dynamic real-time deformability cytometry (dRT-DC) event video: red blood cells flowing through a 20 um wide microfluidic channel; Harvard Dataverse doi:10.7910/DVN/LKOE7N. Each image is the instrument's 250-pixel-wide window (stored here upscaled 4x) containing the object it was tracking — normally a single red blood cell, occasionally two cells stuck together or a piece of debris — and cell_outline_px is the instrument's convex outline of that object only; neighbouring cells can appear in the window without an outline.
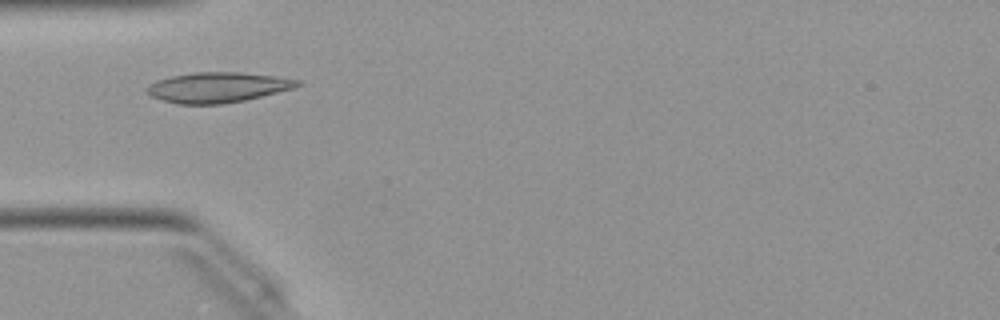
{"species": "Egyptian fruit bat (a non-hibernating species)", "species_latin": "Rousettus aegyptiacus", "temperature_condition": "warm", "stored_images_in_passage": 5, "camera_frame_rate_fps": 3000, "um_per_image_px": 0.085, "animal": {"sex": "female"}, "frame": {"image": 1, "passage_image": 1, "time_ms": 0.0, "image_size_px": [1000, 320], "cell_outline_px": [[304, 84], [292, 88], [244, 100], [220, 104], [176, 104], [152, 96], [144, 88], [156, 80], [172, 76], [192, 72], [240, 72], [272, 76], [300, 80]], "centroid_in_image_um": [18.47, 7.42], "position_along_channel_um": 66.5, "area_um2": 26.24}}
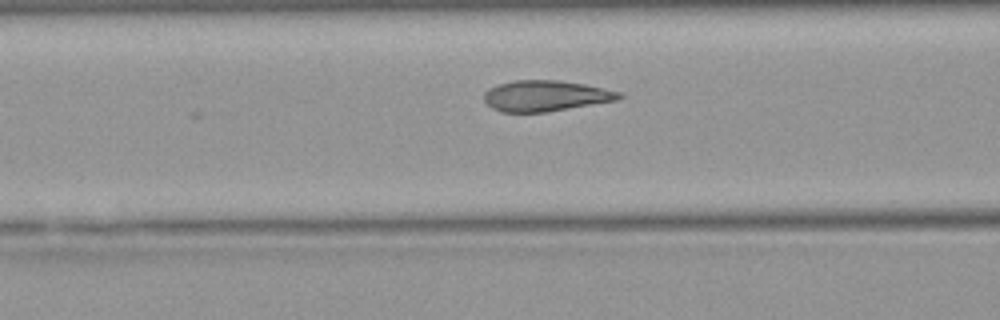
{"frame": {"image": 2, "passage_image": 5, "time_ms": 1.333, "image_size_px": [1000, 320], "cell_outline_px": [[624, 96], [616, 100], [544, 112], [500, 112], [492, 108], [484, 100], [484, 92], [488, 88], [500, 84], [516, 80], [560, 80], [584, 84], [620, 92]], "centroid_in_image_um": [46.33, 8.14], "position_along_channel_um": 120.3, "area_um2": 23.99}}